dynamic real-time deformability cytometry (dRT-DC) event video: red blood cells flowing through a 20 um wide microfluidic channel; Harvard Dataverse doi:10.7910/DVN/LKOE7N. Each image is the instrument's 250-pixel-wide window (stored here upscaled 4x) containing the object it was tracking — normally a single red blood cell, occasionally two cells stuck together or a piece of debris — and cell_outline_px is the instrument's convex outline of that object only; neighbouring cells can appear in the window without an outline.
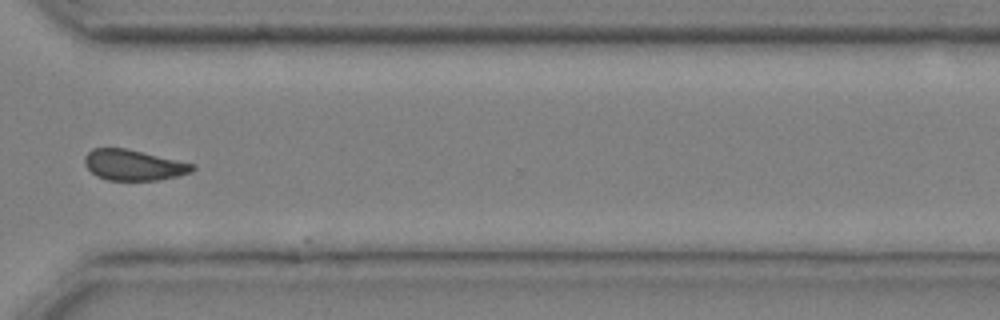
{"species": "common noctule bat (a hibernating species)", "species_latin": "Nyctalus noctula", "temperature_condition": "cold", "stored_images_in_passage": 13, "camera_frame_rate_fps": 3000, "um_per_image_px": 0.085, "animal": {"sex": "male", "body_mass_g": 20.4}, "frame": {"image": 1, "passage_image": 11, "time_ms": 3.333, "image_size_px": [1000, 320], "cell_outline_px": [[196, 168], [192, 172], [160, 180], [108, 180], [96, 176], [84, 164], [84, 156], [92, 148], [124, 148], [196, 164]], "centroid_in_image_um": [11.36, 14.03], "position_along_channel_um": 359.2, "area_um2": 19.25}}